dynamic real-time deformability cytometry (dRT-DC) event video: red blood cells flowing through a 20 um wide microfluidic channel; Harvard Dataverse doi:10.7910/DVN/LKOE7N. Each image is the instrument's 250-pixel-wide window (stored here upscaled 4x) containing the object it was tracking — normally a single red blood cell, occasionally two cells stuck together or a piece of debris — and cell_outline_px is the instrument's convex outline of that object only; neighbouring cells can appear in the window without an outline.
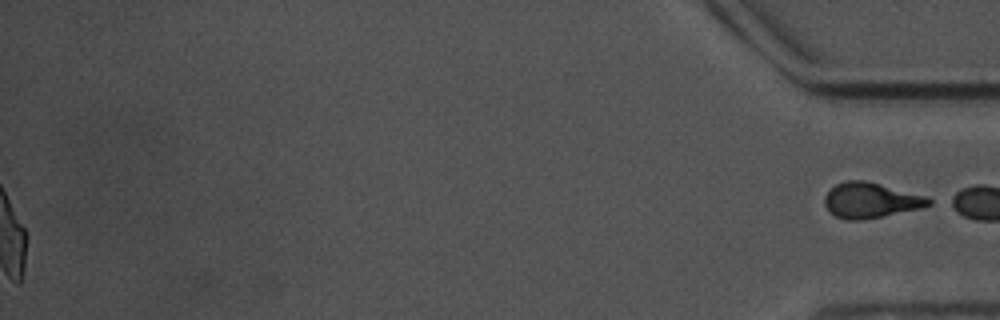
{"species": "common noctule bat (a hibernating species)", "species_latin": "Nyctalus noctula", "temperature_condition": "warm", "stored_images_in_passage": 59, "camera_frame_rate_fps": 3000, "um_per_image_px": 0.085, "animal": {"sex": "male", "body_mass_g": 17.5, "forearm_length_mm": 52.3}, "frame": {"image": 1, "passage_image": 59, "time_ms": 19.333, "image_size_px": [1000, 320], "cell_outline_px": [[936, 200], [932, 204], [920, 208], [860, 220], [848, 220], [836, 216], [824, 204], [824, 196], [836, 184], [844, 180], [864, 180], [928, 196]], "centroid_in_image_um": [74.05, 17.01], "position_along_channel_um": 361.2, "area_um2": 21.27}}